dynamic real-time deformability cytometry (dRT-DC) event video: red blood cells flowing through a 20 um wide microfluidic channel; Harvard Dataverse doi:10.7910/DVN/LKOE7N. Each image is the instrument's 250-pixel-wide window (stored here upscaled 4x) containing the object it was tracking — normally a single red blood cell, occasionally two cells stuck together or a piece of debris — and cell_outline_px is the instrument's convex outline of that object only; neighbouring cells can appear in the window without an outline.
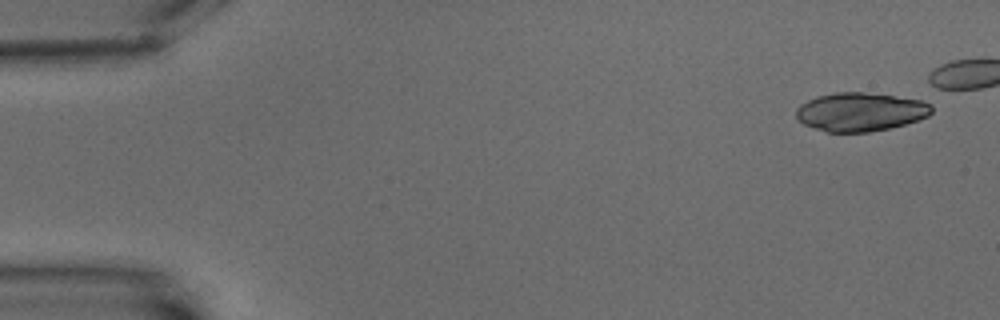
{"species": "common noctule bat (a hibernating species)", "species_latin": "Nyctalus noctula", "temperature_condition": "warm", "stored_images_in_passage": 9, "camera_frame_rate_fps": 3000, "um_per_image_px": 0.085, "animal": {"sex": "male", "body_mass_g": 15.6}, "frame": {"image": 1, "passage_image": 1, "time_ms": 0.0, "image_size_px": [1000, 320], "cell_outline_px": [[932, 112], [928, 116], [904, 124], [888, 128], [868, 132], [828, 132], [804, 124], [796, 116], [796, 108], [800, 104], [816, 96], [836, 92], [864, 92], [932, 100]], "centroid_in_image_um": [73.19, 9.48], "position_along_channel_um": 11.8, "area_um2": 30.75}}
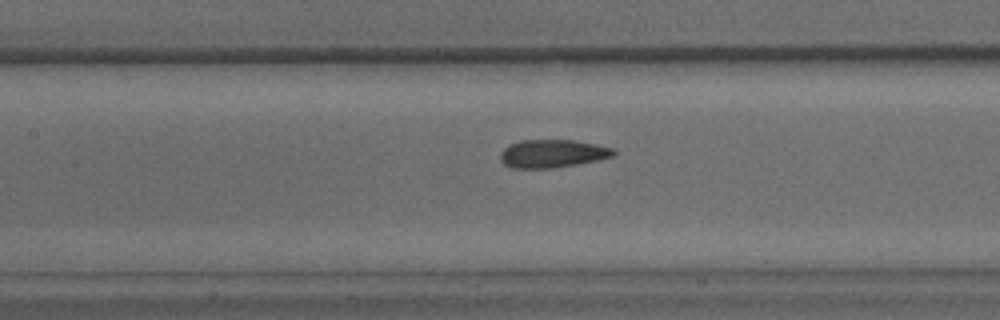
{"frame": {"image": 2, "passage_image": 9, "time_ms": 10.333, "image_size_px": [1000, 320], "cell_outline_px": [[616, 152], [612, 156], [596, 160], [576, 164], [552, 168], [512, 168], [504, 164], [500, 160], [500, 152], [508, 144], [520, 140], [572, 140], [596, 144], [612, 148]], "centroid_in_image_um": [46.9, 13.05], "position_along_channel_um": 160.5, "area_um2": 18.44}}